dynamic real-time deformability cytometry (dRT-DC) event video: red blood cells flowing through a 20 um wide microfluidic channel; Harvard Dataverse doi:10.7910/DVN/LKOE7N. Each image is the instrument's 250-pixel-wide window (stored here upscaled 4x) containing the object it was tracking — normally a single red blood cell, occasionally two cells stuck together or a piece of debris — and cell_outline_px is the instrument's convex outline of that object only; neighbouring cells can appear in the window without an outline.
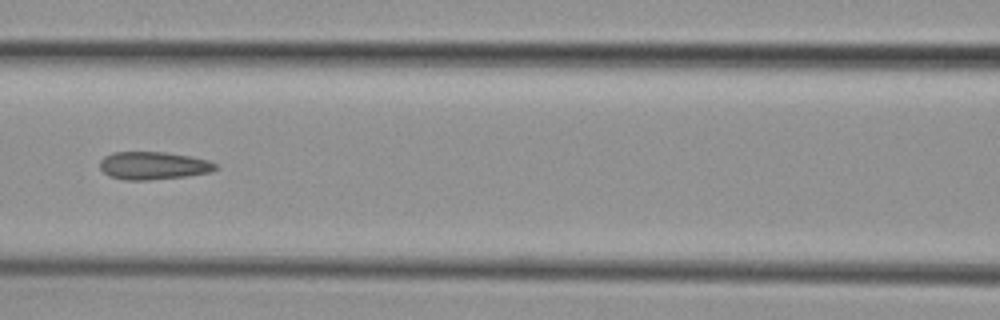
{"species": "common noctule bat (a hibernating species)", "species_latin": "Nyctalus noctula", "temperature_condition": "cold", "stored_images_in_passage": 9, "camera_frame_rate_fps": 3000, "um_per_image_px": 0.085, "animal": {"sex": "female", "body_mass_g": 29.2, "forearm_length_mm": 56.3}, "frame": {"image": 1, "passage_image": 6, "time_ms": 6.0, "image_size_px": [1000, 320], "cell_outline_px": [[216, 168], [212, 172], [188, 176], [148, 180], [124, 180], [108, 176], [100, 168], [100, 160], [104, 156], [112, 152], [164, 152], [192, 156], [208, 160], [216, 164]], "centroid_in_image_um": [13.02, 14.08], "position_along_channel_um": 153.6, "area_um2": 18.9}}
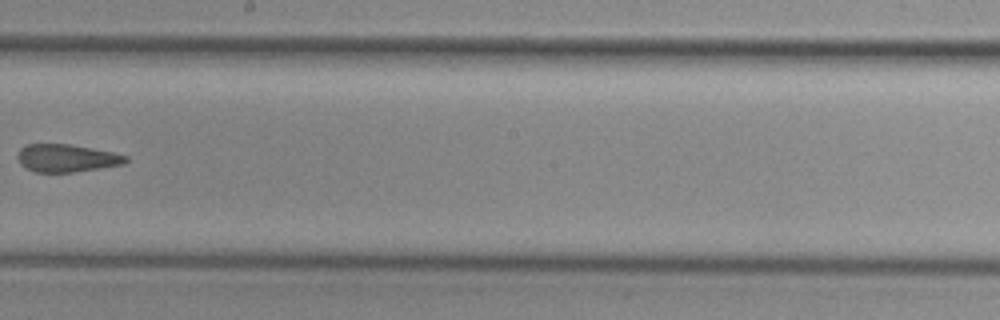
{"frame": {"image": 2, "passage_image": 8, "time_ms": 8.333, "image_size_px": [1000, 320], "cell_outline_px": [[128, 160], [124, 164], [72, 172], [36, 172], [24, 168], [20, 164], [16, 156], [20, 148], [28, 144], [68, 144], [112, 152], [128, 156]], "centroid_in_image_um": [5.62, 13.44], "position_along_channel_um": 242.6, "area_um2": 17.4}}
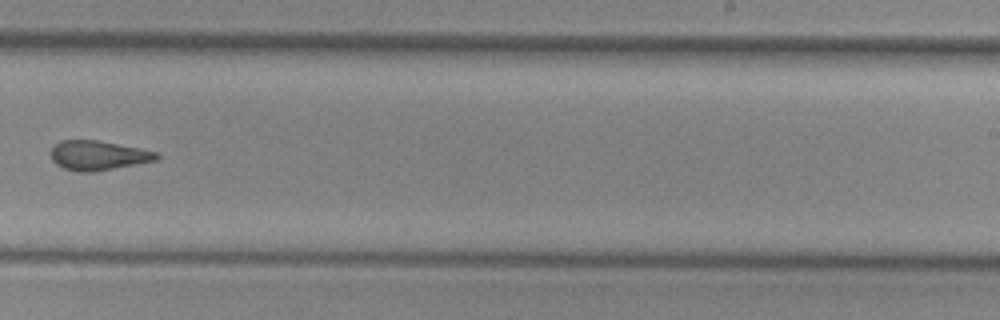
{"frame": {"image": 3, "passage_image": 9, "time_ms": 9.333, "image_size_px": [1000, 320], "cell_outline_px": [[160, 156], [156, 160], [96, 172], [80, 172], [64, 168], [56, 164], [52, 160], [52, 148], [60, 140], [96, 140], [160, 152]], "centroid_in_image_um": [8.36, 13.22], "position_along_channel_um": 280.6, "area_um2": 18.09}}